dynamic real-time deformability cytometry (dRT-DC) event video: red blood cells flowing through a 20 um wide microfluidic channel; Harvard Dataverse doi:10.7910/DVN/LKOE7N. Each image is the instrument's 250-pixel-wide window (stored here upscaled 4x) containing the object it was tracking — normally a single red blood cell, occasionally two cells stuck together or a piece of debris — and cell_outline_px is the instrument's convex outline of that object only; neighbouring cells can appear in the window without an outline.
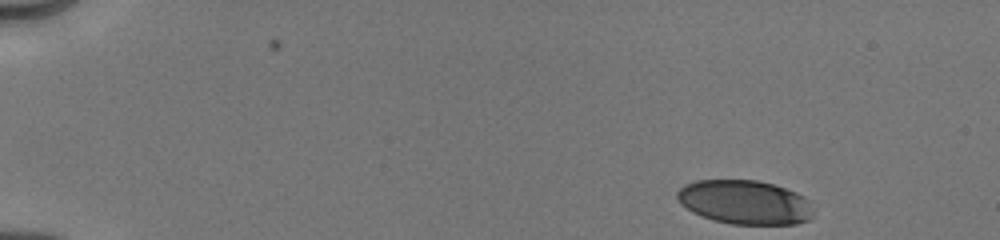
{"species": "human", "species_latin": "Homo sapiens", "temperature_condition": "cold", "stored_images_in_passage": 62, "camera_frame_rate_fps": 3000, "um_per_image_px": 0.085, "donor": {"sex": "male"}, "frame": {"image": 1, "passage_image": 1, "time_ms": 0.0, "image_size_px": [1000, 240], "cell_outline_px": [[812, 216], [808, 220], [796, 224], [732, 224], [716, 220], [692, 212], [680, 204], [676, 196], [676, 192], [684, 184], [696, 180], [756, 180], [772, 184], [796, 192], [812, 200]], "centroid_in_image_um": [63.32, 17.18], "position_along_channel_um": 21.7, "area_um2": 35.08}}
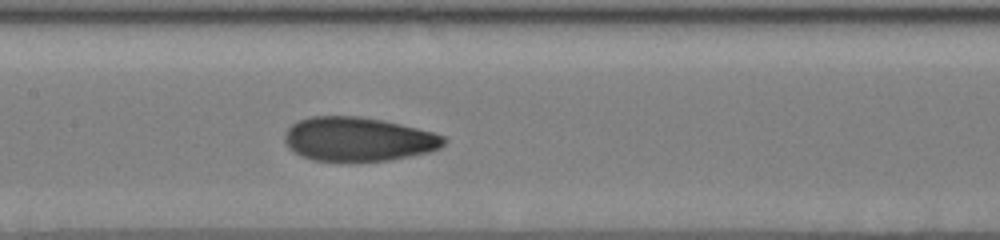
{"frame": {"image": 2, "passage_image": 23, "time_ms": 7.0, "image_size_px": [1000, 240], "cell_outline_px": [[448, 140], [440, 148], [428, 152], [388, 160], [312, 160], [300, 156], [292, 152], [288, 148], [284, 140], [284, 132], [296, 120], [312, 116], [360, 116], [400, 124], [432, 132], [444, 136]], "centroid_in_image_um": [30.39, 11.82], "position_along_channel_um": 177.0, "area_um2": 40.69}}
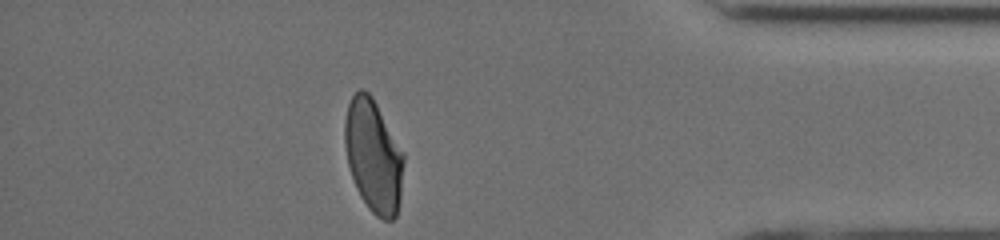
{"frame": {"image": 3, "passage_image": 55, "time_ms": 13.333, "image_size_px": [1000, 240], "cell_outline_px": [[404, 164], [400, 200], [396, 216], [392, 220], [384, 220], [376, 216], [368, 208], [360, 196], [356, 188], [348, 164], [344, 144], [344, 120], [348, 104], [352, 96], [360, 88], [364, 88], [372, 96], [404, 152]], "centroid_in_image_um": [31.74, 13.25], "position_along_channel_um": 403.5, "area_um2": 39.02}, "authors_computed_cell_mechanics": {"area_um2": 39.9109, "velocity_mm_per_s": 4.022, "shape_relaxation_time_tau1_ms": 5.143, "shape_relaxation_time_tau2_ms": 1.4134, "deformation_change_tau1": 0.1812, "deformation_change_tau2": 0.0732}}